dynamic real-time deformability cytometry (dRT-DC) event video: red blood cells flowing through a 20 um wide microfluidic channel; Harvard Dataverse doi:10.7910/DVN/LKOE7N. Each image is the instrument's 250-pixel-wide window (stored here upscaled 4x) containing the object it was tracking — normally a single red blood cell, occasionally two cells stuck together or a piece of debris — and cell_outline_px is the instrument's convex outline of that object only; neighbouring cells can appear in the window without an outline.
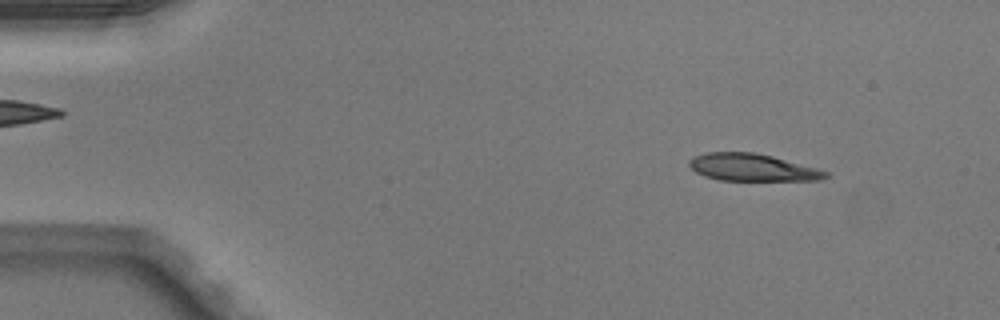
{"species": "Egyptian fruit bat (a non-hibernating species)", "species_latin": "Rousettus aegyptiacus", "temperature_condition": "warm", "stored_images_in_passage": 48, "camera_frame_rate_fps": 3000, "um_per_image_px": 0.085, "animal": {"sex": "male"}, "frame": {"image": 1, "passage_image": 5, "time_ms": 1.333, "image_size_px": [1000, 320], "cell_outline_px": [[828, 176], [820, 180], [720, 180], [704, 176], [696, 172], [688, 164], [688, 160], [696, 156], [708, 152], [752, 152], [772, 156], [816, 168], [828, 172]], "centroid_in_image_um": [63.92, 14.23], "position_along_channel_um": 21.1, "area_um2": 21.39}}
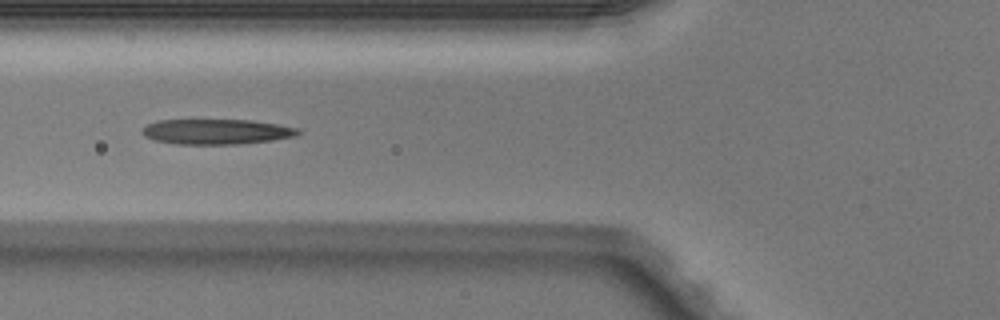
{"frame": {"image": 2, "passage_image": 18, "time_ms": 5.667, "image_size_px": [1000, 320], "cell_outline_px": [[300, 132], [296, 136], [272, 140], [240, 144], [176, 144], [152, 140], [144, 136], [140, 132], [148, 124], [156, 120], [252, 120], [276, 124], [296, 128]], "centroid_in_image_um": [18.35, 11.19], "position_along_channel_um": 107.5, "area_um2": 22.89}}
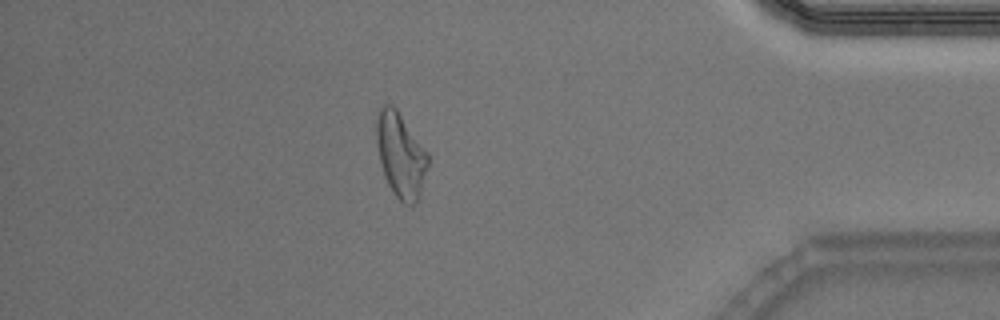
{"frame": {"image": 3, "passage_image": 42, "time_ms": 13.667, "image_size_px": [1000, 320], "cell_outline_px": [[428, 164], [416, 204], [404, 204], [396, 196], [388, 184], [384, 176], [380, 160], [376, 140], [376, 116], [380, 104], [392, 104], [396, 108], [428, 152]], "centroid_in_image_um": [34.03, 13.13], "position_along_channel_um": 401.2, "area_um2": 25.26}, "authors_computed_cell_mechanics": {"area_um2": 23.3512, "velocity_mm_per_s": 4.1032, "shape_relaxation_time_tau1_ms": 5.3882, "shape_relaxation_time_tau2_ms": 2.4114, "deformation_change_tau1": 0.2035, "deformation_change_tau2": 0.1491}}